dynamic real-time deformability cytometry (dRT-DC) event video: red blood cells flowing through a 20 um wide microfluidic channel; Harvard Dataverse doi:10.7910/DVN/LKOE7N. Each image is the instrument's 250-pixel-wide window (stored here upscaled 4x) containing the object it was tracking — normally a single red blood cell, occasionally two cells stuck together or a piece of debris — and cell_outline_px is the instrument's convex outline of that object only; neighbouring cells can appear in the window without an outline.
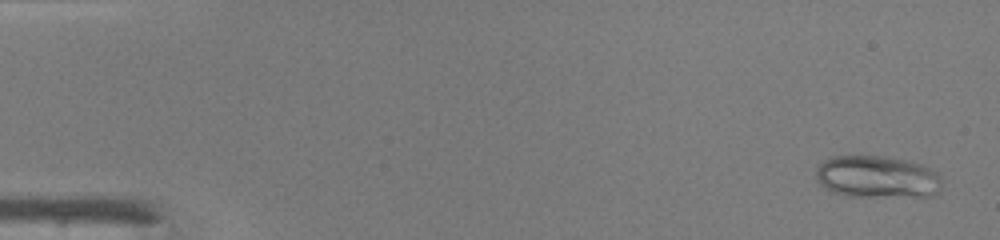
{"species": "common noctule bat (a hibernating species)", "species_latin": "Nyctalus noctula", "temperature_condition": "warm", "stored_images_in_passage": 47, "camera_frame_rate_fps": 3000, "um_per_image_px": 0.085, "animal": {"sex": "male", "body_mass_g": 19.0, "forearm_length_mm": 50.8}, "frame": {"image": 1, "passage_image": 2, "time_ms": 0.333, "image_size_px": [1000, 240], "cell_outline_px": [[940, 188], [936, 192], [928, 196], [848, 196], [832, 192], [820, 184], [816, 180], [816, 168], [824, 160], [832, 156], [888, 156], [920, 164], [936, 172], [940, 176]], "centroid_in_image_um": [74.51, 15.03], "position_along_channel_um": 10.5, "area_um2": 30.81}}
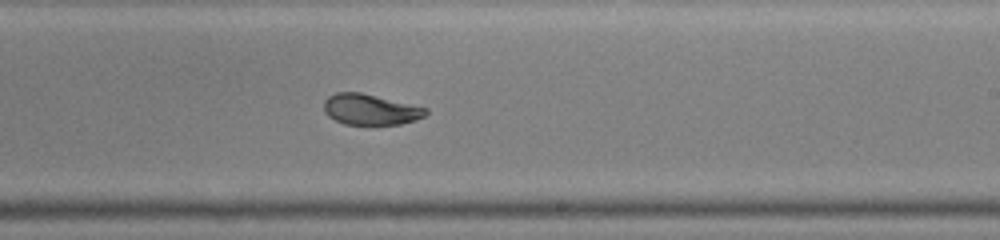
{"frame": {"image": 2, "passage_image": 29, "time_ms": 9.333, "image_size_px": [1000, 240], "cell_outline_px": [[428, 112], [424, 116], [416, 120], [400, 124], [344, 124], [328, 116], [324, 112], [324, 100], [328, 96], [336, 92], [360, 92], [428, 108]], "centroid_in_image_um": [31.47, 9.3], "position_along_channel_um": 257.5, "area_um2": 18.21}}
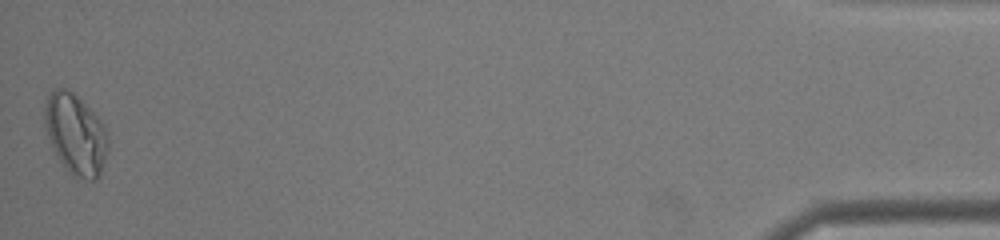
{"frame": {"image": 3, "passage_image": 47, "time_ms": 15.333, "image_size_px": [1000, 240], "cell_outline_px": [[108, 148], [100, 176], [96, 180], [88, 180], [72, 176], [60, 160], [52, 148], [44, 124], [44, 108], [48, 96], [52, 88], [68, 88], [104, 124], [108, 136]], "centroid_in_image_um": [6.42, 11.42], "position_along_channel_um": 428.8, "area_um2": 29.71}, "authors_computed_cell_mechanics": {"area_um2": 21.386, "velocity_mm_per_s": 4.3034, "shape_relaxation_time_tau1_ms": null, "shape_relaxation_time_tau2_ms": 1.1985, "deformation_change_tau1": null, "deformation_change_tau2": 0.0538}}